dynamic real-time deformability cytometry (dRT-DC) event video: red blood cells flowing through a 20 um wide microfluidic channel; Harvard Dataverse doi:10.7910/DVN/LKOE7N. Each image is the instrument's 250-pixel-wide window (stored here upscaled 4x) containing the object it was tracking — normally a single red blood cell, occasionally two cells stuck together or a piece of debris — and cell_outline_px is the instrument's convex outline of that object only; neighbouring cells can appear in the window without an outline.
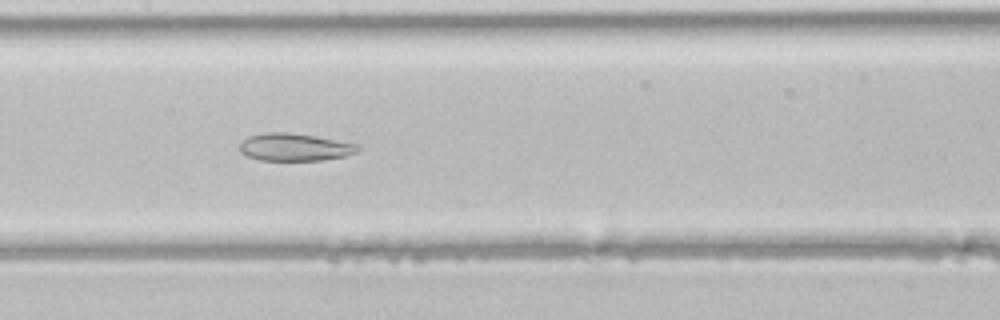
{"species": "common noctule bat (a hibernating species)", "species_latin": "Nyctalus noctula", "temperature_condition": "room temperature", "stored_images_in_passage": 46, "segment_of_instrument_passage": [2, 2], "camera_frame_rate_fps": 3000, "um_per_image_px": 0.085, "animal": {"sex": "male", "body_mass_g": 21.5, "forearm_length_mm": 52.0}, "frame": {"image": 1, "passage_image": 22, "time_ms": 7.0, "image_size_px": [1000, 320], "cell_outline_px": [[360, 148], [356, 152], [344, 156], [324, 160], [260, 160], [248, 156], [240, 152], [240, 144], [248, 136], [264, 132], [288, 132], [312, 136], [356, 144]], "centroid_in_image_um": [25.0, 12.51], "position_along_channel_um": 182.4, "area_um2": 18.67}}
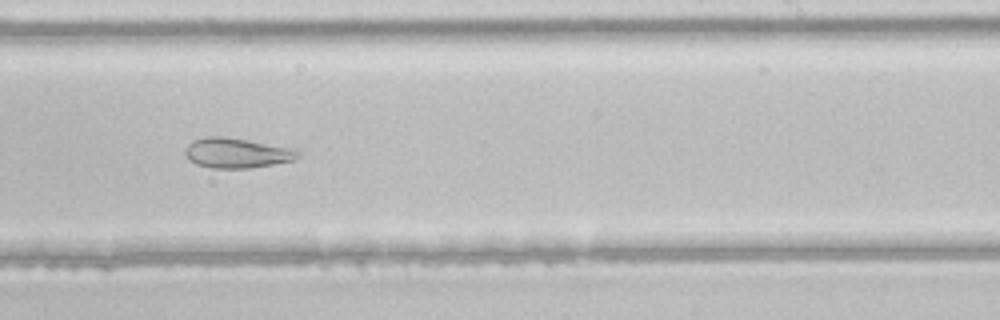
{"frame": {"image": 2, "passage_image": 28, "time_ms": 9.0, "image_size_px": [1000, 320], "cell_outline_px": [[300, 156], [292, 160], [276, 164], [248, 168], [212, 168], [196, 164], [188, 160], [184, 152], [188, 144], [192, 140], [208, 136], [224, 136], [296, 148], [300, 152]], "centroid_in_image_um": [20.13, 13.0], "position_along_channel_um": 268.9, "area_um2": 19.94}}
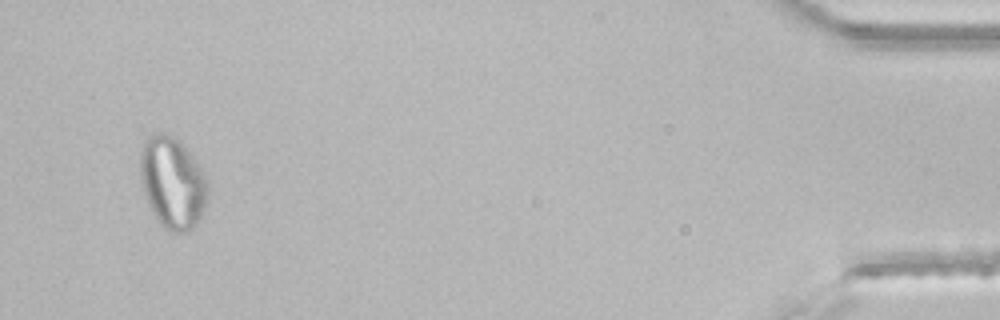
{"frame": {"image": 3, "passage_image": 44, "time_ms": 14.333, "image_size_px": [1000, 320], "cell_outline_px": [[208, 192], [200, 216], [196, 224], [188, 232], [172, 232], [164, 228], [160, 224], [152, 212], [148, 204], [144, 192], [140, 176], [140, 148], [144, 140], [152, 132], [160, 132], [172, 136], [180, 140], [200, 168], [208, 180]], "centroid_in_image_um": [14.63, 15.5], "position_along_channel_um": 420.6, "area_um2": 36.07}}